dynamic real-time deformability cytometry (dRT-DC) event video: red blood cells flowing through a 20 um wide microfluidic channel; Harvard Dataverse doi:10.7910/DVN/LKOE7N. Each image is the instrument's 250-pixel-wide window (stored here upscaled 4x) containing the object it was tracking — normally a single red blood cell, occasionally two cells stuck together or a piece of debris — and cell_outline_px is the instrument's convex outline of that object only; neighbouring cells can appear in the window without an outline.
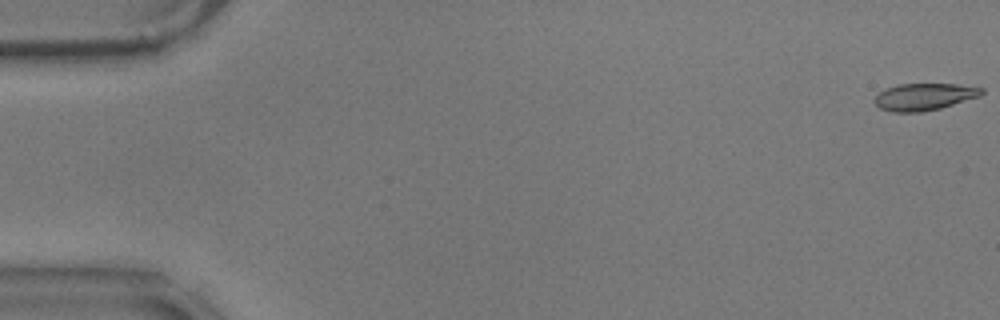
{"species": "common noctule bat (a hibernating species)", "species_latin": "Nyctalus noctula", "temperature_condition": "warm", "stored_images_in_passage": 8, "camera_frame_rate_fps": 3000, "um_per_image_px": 0.085, "animal": {"sex": "male", "body_mass_g": 17.9}, "frame": {"image": 1, "passage_image": 1, "time_ms": 0.0, "image_size_px": [1000, 320], "cell_outline_px": [[984, 92], [980, 96], [940, 108], [920, 112], [892, 112], [880, 108], [876, 104], [876, 96], [880, 92], [888, 88], [900, 84], [956, 84], [984, 88]], "centroid_in_image_um": [78.59, 8.22], "position_along_channel_um": 6.4, "area_um2": 16.59}}